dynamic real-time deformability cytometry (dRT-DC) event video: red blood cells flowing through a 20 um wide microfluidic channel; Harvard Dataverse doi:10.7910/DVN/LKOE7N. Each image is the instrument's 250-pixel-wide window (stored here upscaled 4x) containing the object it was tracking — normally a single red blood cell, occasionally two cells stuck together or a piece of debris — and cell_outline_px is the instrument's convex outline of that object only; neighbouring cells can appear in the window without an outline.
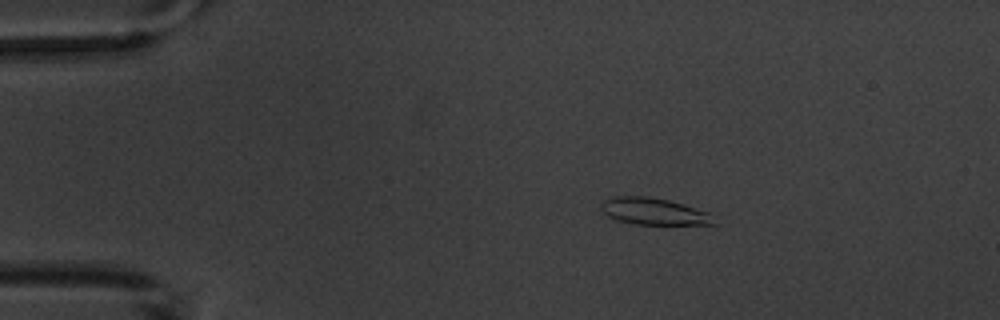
{"species": "common noctule bat (a hibernating species)", "species_latin": "Nyctalus noctula", "temperature_condition": "warm", "stored_images_in_passage": 4, "camera_frame_rate_fps": 3000, "um_per_image_px": 0.085, "animal": {"sex": "male", "body_mass_g": 20.1, "forearm_length_mm": 53.5}, "frame": {"image": 1, "passage_image": 2, "time_ms": 2.0, "image_size_px": [1000, 320], "cell_outline_px": [[716, 224], [636, 224], [616, 220], [600, 212], [600, 204], [604, 200], [612, 196], [648, 196], [668, 200], [708, 212]], "centroid_in_image_um": [55.47, 17.96], "position_along_channel_um": 29.5, "area_um2": 17.51}}